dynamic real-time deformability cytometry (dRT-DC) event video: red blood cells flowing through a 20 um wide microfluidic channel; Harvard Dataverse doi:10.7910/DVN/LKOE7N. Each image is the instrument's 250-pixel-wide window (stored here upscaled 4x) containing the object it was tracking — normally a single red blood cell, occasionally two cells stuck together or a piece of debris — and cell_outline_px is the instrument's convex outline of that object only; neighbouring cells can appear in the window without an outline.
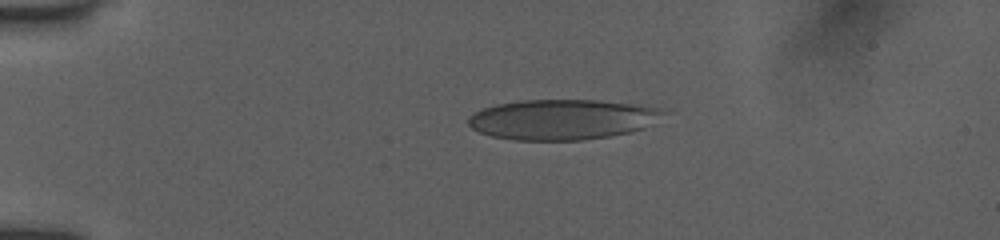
{"species": "human", "species_latin": "Homo sapiens", "temperature_condition": "room temperature", "stored_images_in_passage": 27, "camera_frame_rate_fps": 3000, "um_per_image_px": 0.085, "donor": {"sex": "female"}, "frame": {"image": 1, "passage_image": 6, "time_ms": 3.333, "image_size_px": [1000, 240], "cell_outline_px": [[668, 112], [640, 128], [632, 132], [608, 136], [580, 140], [512, 140], [492, 136], [480, 132], [472, 128], [468, 124], [468, 120], [476, 112], [484, 108], [496, 104], [520, 100], [600, 100], [640, 104], [660, 108]], "centroid_in_image_um": [47.79, 10.14], "position_along_channel_um": 37.2, "area_um2": 45.55}}
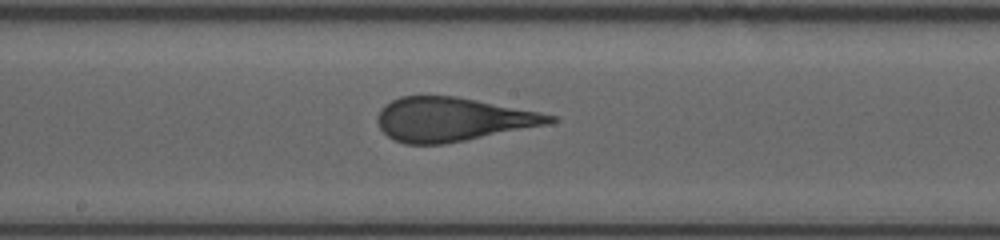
{"frame": {"image": 2, "passage_image": 17, "time_ms": 9.0, "image_size_px": [1000, 240], "cell_outline_px": [[560, 120], [548, 124], [444, 144], [404, 144], [388, 136], [380, 128], [376, 120], [380, 112], [392, 100], [400, 96], [456, 96], [540, 112], [556, 116]], "centroid_in_image_um": [38.48, 10.14], "position_along_channel_um": 209.7, "area_um2": 43.52}}
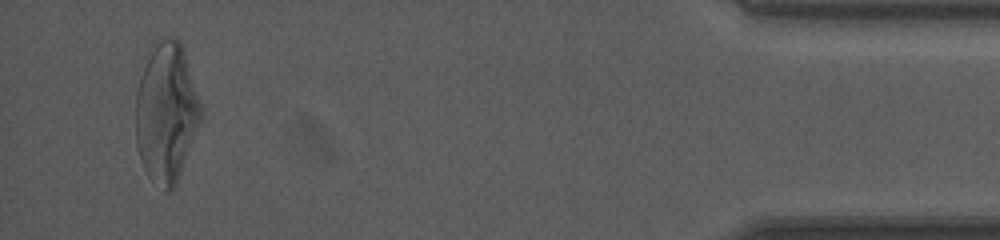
{"frame": {"image": 3, "passage_image": 27, "time_ms": 16.0, "image_size_px": [1000, 240], "cell_outline_px": [[200, 120], [180, 176], [172, 192], [164, 192], [148, 176], [140, 160], [136, 144], [136, 92], [140, 76], [152, 40], [160, 36], [164, 36], [180, 40], [200, 104]], "centroid_in_image_um": [14.09, 9.56], "position_along_channel_um": 421.1, "area_um2": 53.0}, "authors_computed_cell_mechanics": {"area_um2": 44.9684, "velocity_mm_per_s": 3.9722, "shape_relaxation_time_tau1_ms": 5.0379, "shape_relaxation_time_tau2_ms": null, "deformation_change_tau1": 0.1889, "deformation_change_tau2": null}}